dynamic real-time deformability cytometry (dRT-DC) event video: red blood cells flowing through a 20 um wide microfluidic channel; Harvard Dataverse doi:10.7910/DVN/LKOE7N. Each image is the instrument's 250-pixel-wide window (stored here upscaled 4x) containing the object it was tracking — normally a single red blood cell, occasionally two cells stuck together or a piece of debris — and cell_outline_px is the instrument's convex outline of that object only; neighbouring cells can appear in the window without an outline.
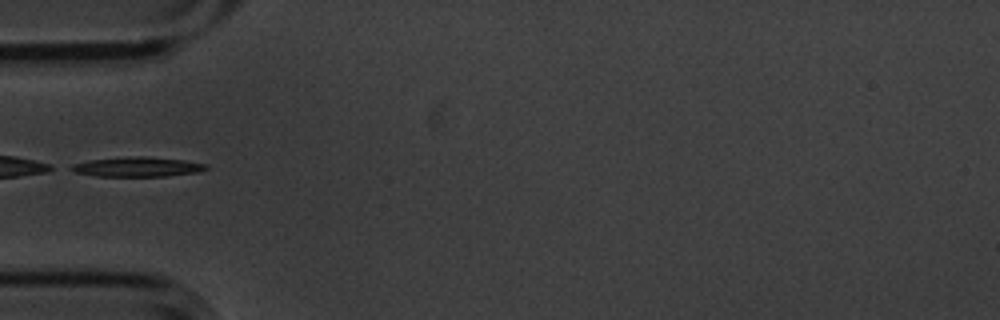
{"species": "common noctule bat (a hibernating species)", "species_latin": "Nyctalus noctula", "temperature_condition": "cold", "stored_images_in_passage": 3, "camera_frame_rate_fps": 3000, "um_per_image_px": 0.085, "animal": {"sex": "male", "body_mass_g": 20.1, "forearm_length_mm": 53.5}, "frame": {"image": 1, "passage_image": 3, "time_ms": 0.667, "image_size_px": [1000, 320], "cell_outline_px": [[208, 168], [200, 172], [164, 176], [96, 176], [76, 172], [68, 168], [72, 164], [88, 160], [128, 156], [144, 156], [184, 160], [208, 164]], "centroid_in_image_um": [11.68, 14.17], "position_along_channel_um": 73.3, "area_um2": 15.55}}